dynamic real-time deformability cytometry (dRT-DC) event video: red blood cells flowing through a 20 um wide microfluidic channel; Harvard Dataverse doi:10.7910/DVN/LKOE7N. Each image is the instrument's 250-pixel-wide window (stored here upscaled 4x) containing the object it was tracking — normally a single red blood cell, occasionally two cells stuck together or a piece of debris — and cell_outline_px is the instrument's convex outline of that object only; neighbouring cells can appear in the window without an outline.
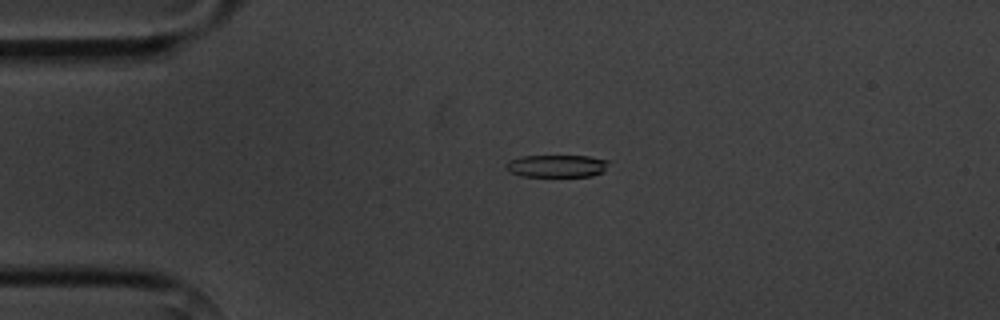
{"species": "common noctule bat (a hibernating species)", "species_latin": "Nyctalus noctula", "temperature_condition": "cold", "stored_images_in_passage": 5, "camera_frame_rate_fps": 3000, "um_per_image_px": 0.085, "animal": {"sex": "male", "body_mass_g": 20.1, "forearm_length_mm": 53.5}, "frame": {"image": 1, "passage_image": 4, "time_ms": 3.667, "image_size_px": [1000, 320], "cell_outline_px": [[608, 160], [604, 172], [592, 176], [520, 176], [512, 172], [504, 164], [508, 160], [520, 156], [588, 156]], "centroid_in_image_um": [47.31, 14.1], "position_along_channel_um": 37.7, "area_um2": 13.35}}
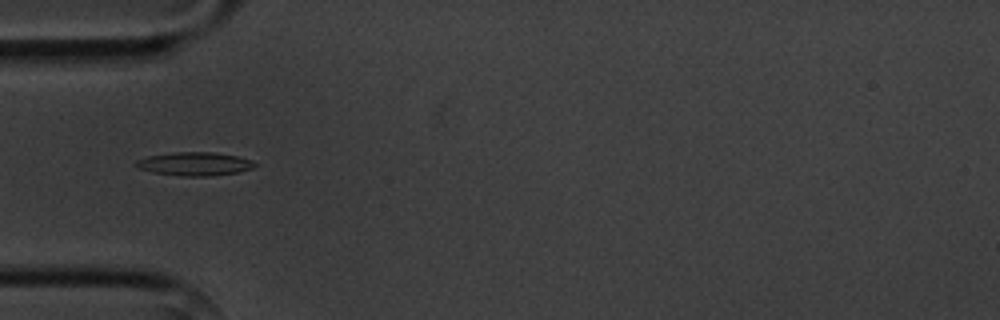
{"frame": {"image": 2, "passage_image": 5, "time_ms": 5.333, "image_size_px": [1000, 320], "cell_outline_px": [[256, 164], [252, 168], [236, 172], [208, 176], [184, 176], [152, 172], [140, 168], [132, 164], [136, 160], [148, 156], [172, 152], [216, 152], [236, 156], [252, 160]], "centroid_in_image_um": [16.5, 13.92], "position_along_channel_um": 68.5, "area_um2": 16.13}}